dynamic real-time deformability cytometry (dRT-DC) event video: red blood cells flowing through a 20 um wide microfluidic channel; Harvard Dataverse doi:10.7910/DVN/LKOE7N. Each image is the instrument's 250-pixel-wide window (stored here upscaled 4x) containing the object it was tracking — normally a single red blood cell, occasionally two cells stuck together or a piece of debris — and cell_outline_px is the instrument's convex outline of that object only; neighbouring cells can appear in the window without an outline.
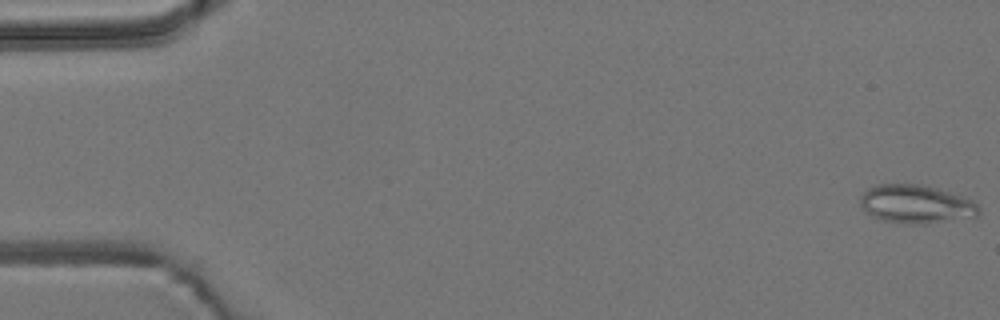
{"species": "common noctule bat (a hibernating species)", "species_latin": "Nyctalus noctula", "temperature_condition": "room temperature", "stored_images_in_passage": 6, "camera_frame_rate_fps": 3000, "um_per_image_px": 0.085, "animal": {"sex": "male", "body_mass_g": 19.2, "forearm_length_mm": 51.8}, "frame": {"image": 1, "passage_image": 1, "time_ms": 0.0, "image_size_px": [1000, 320], "cell_outline_px": [[980, 212], [976, 216], [924, 224], [900, 224], [880, 220], [872, 216], [860, 204], [860, 196], [872, 184], [920, 184], [936, 188], [972, 200], [980, 208]], "centroid_in_image_um": [77.82, 17.35], "position_along_channel_um": 7.2, "area_um2": 26.53}}